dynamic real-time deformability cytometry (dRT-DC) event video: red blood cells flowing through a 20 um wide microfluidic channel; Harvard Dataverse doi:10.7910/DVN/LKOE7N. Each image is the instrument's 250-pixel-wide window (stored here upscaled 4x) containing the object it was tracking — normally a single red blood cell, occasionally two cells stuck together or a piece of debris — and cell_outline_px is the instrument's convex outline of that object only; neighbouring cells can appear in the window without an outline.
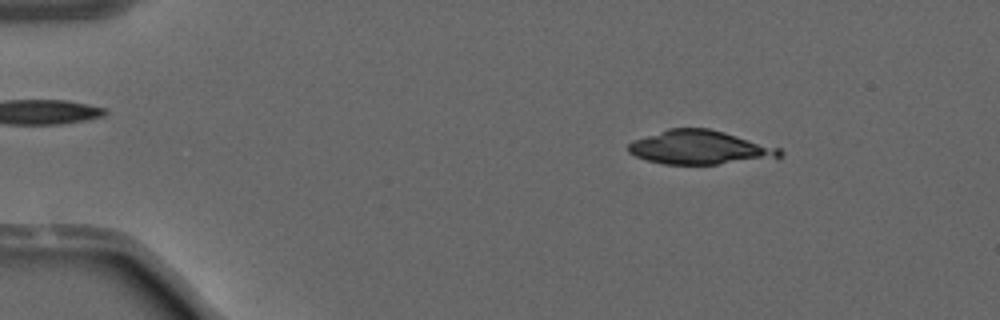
{"species": "common noctule bat (a hibernating species)", "species_latin": "Nyctalus noctula", "temperature_condition": "warm", "stored_images_in_passage": 10, "camera_frame_rate_fps": 3000, "um_per_image_px": 0.085, "animal": {"sex": "male", "forearm_length_mm": 52.5}, "frame": {"image": 1, "passage_image": 7, "time_ms": 2.0, "image_size_px": [1000, 320], "cell_outline_px": [[784, 156], [716, 164], [664, 164], [648, 160], [636, 156], [628, 152], [628, 144], [632, 140], [668, 128], [708, 128], [724, 132], [780, 148], [784, 152]], "centroid_in_image_um": [59.44, 12.52], "position_along_channel_um": 25.6, "area_um2": 29.59}}